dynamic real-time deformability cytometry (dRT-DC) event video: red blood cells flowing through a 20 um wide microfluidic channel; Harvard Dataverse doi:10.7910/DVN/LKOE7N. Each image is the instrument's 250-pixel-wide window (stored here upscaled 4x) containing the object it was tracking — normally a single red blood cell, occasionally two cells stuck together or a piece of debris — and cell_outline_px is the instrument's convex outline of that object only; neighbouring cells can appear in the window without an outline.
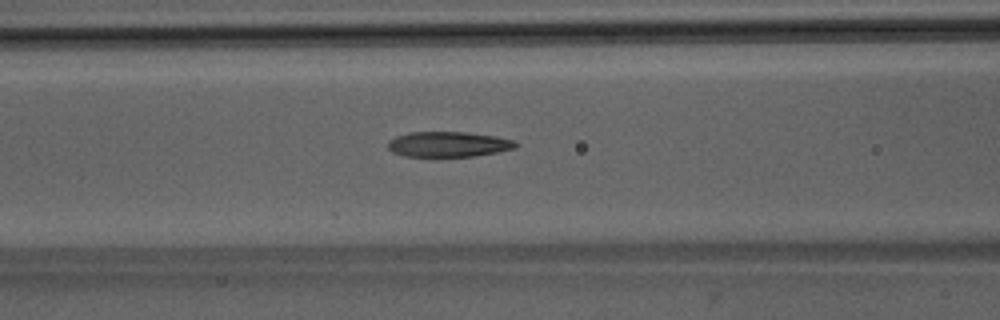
{"species": "Egyptian fruit bat (a non-hibernating species)", "species_latin": "Rousettus aegyptiacus", "temperature_condition": "room temperature", "stored_images_in_passage": 52, "camera_frame_rate_fps": 3000, "um_per_image_px": 0.085, "animal": {"sex": "male"}, "frame": {"image": 1, "passage_image": 22, "time_ms": 7.0, "image_size_px": [1000, 320], "cell_outline_px": [[520, 144], [516, 148], [496, 152], [472, 156], [404, 156], [392, 152], [388, 148], [388, 140], [396, 136], [408, 132], [464, 132], [496, 136], [512, 140]], "centroid_in_image_um": [38.09, 12.25], "position_along_channel_um": 128.5, "area_um2": 18.79}}
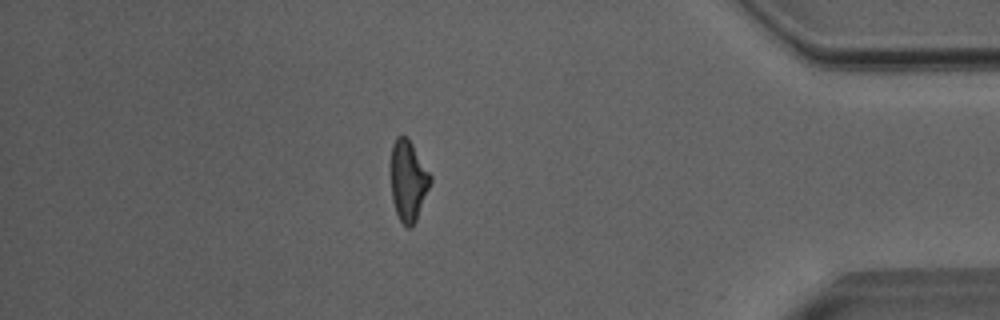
{"frame": {"image": 2, "passage_image": 45, "time_ms": 14.667, "image_size_px": [1000, 320], "cell_outline_px": [[432, 180], [416, 220], [408, 228], [400, 220], [396, 212], [392, 200], [392, 144], [396, 136], [408, 136], [432, 176]], "centroid_in_image_um": [34.71, 15.31], "position_along_channel_um": 400.5, "area_um2": 18.32}}
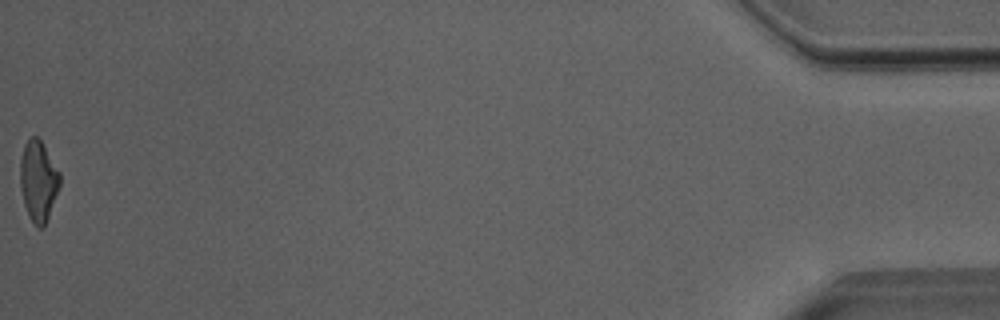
{"frame": {"image": 3, "passage_image": 52, "time_ms": 17.0, "image_size_px": [1000, 320], "cell_outline_px": [[60, 184], [48, 216], [44, 224], [40, 228], [28, 216], [24, 204], [20, 188], [20, 160], [24, 144], [32, 136], [36, 136], [40, 140], [60, 172]], "centroid_in_image_um": [3.24, 15.35], "position_along_channel_um": 432.0, "area_um2": 18.26}, "authors_computed_cell_mechanics": {"area_um2": 19.4208, "velocity_mm_per_s": 4.0349, "shape_relaxation_time_tau1_ms": 7.3262, "shape_relaxation_time_tau2_ms": 2.497, "deformation_change_tau1": 0.2153, "deformation_change_tau2": 0.1137}}